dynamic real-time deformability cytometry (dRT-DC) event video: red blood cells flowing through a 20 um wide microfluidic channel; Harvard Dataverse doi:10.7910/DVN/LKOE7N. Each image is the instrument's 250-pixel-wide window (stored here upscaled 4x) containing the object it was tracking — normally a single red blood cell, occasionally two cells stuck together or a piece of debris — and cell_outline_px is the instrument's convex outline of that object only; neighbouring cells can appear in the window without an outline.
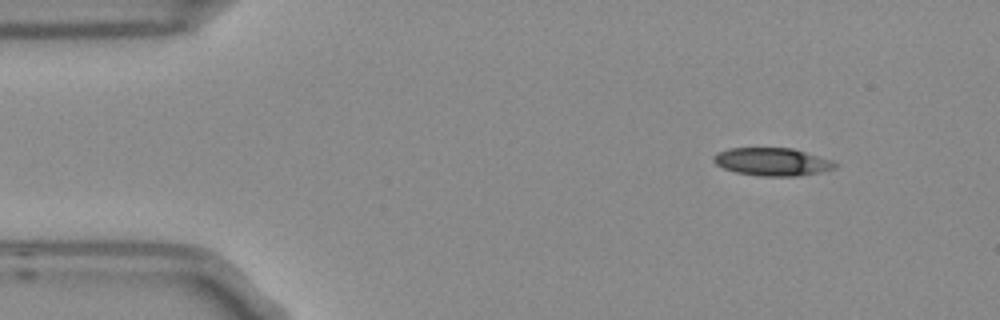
{"species": "Egyptian fruit bat (a non-hibernating species)", "species_latin": "Rousettus aegyptiacus", "temperature_condition": "room temperature", "stored_images_in_passage": 3, "camera_frame_rate_fps": 3000, "um_per_image_px": 0.085, "frame": {"image": 1, "passage_image": 1, "time_ms": 0.0, "image_size_px": [1000, 320], "cell_outline_px": [[840, 164], [836, 168], [820, 172], [800, 176], [760, 176], [736, 172], [724, 168], [716, 164], [712, 160], [712, 156], [716, 152], [728, 148], [792, 148], [832, 160]], "centroid_in_image_um": [65.64, 13.75], "position_along_channel_um": 19.4, "area_um2": 19.88}}